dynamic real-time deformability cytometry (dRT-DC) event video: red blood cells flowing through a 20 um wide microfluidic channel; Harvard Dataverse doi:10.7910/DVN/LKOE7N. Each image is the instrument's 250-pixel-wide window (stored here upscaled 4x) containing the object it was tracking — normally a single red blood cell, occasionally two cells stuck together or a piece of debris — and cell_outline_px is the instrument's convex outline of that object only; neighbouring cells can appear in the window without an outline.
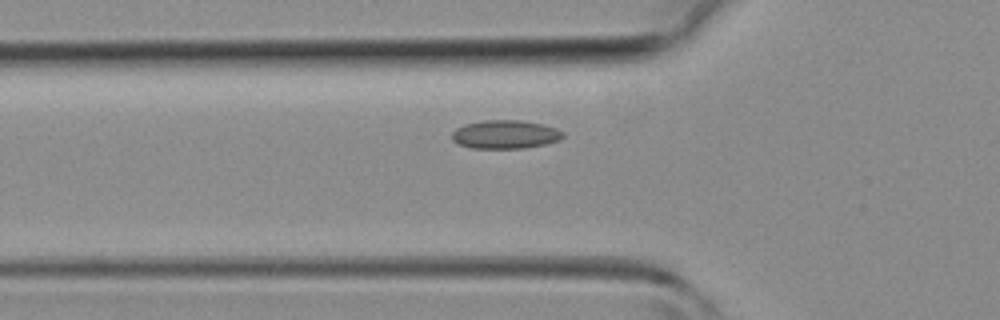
{"species": "common noctule bat (a hibernating species)", "species_latin": "Nyctalus noctula", "temperature_condition": "room temperature", "stored_images_in_passage": 30, "camera_frame_rate_fps": 3000, "um_per_image_px": 0.085, "animal": {"sex": "female", "body_mass_g": 19.3, "forearm_length_mm": 54.1}, "frame": {"image": 1, "passage_image": 7, "time_ms": 2.0, "image_size_px": [1000, 320], "cell_outline_px": [[564, 136], [560, 140], [544, 144], [524, 148], [472, 148], [460, 144], [452, 140], [452, 132], [456, 128], [464, 124], [484, 120], [520, 120], [544, 124], [556, 128], [564, 132]], "centroid_in_image_um": [42.96, 11.42], "position_along_channel_um": 82.8, "area_um2": 18.5}}
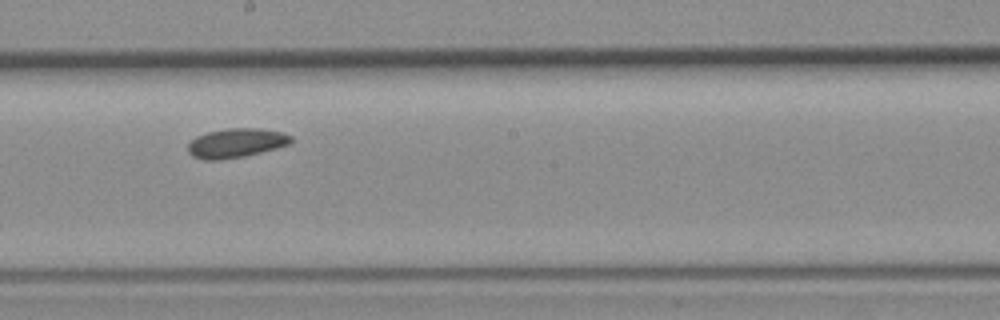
{"frame": {"image": 2, "passage_image": 16, "time_ms": 5.0, "image_size_px": [1000, 320], "cell_outline_px": [[292, 140], [288, 144], [276, 148], [244, 156], [220, 160], [204, 160], [192, 156], [188, 152], [188, 144], [196, 136], [208, 132], [228, 128], [260, 128], [284, 132], [292, 136]], "centroid_in_image_um": [20.06, 12.15], "position_along_channel_um": 228.1, "area_um2": 17.57}}
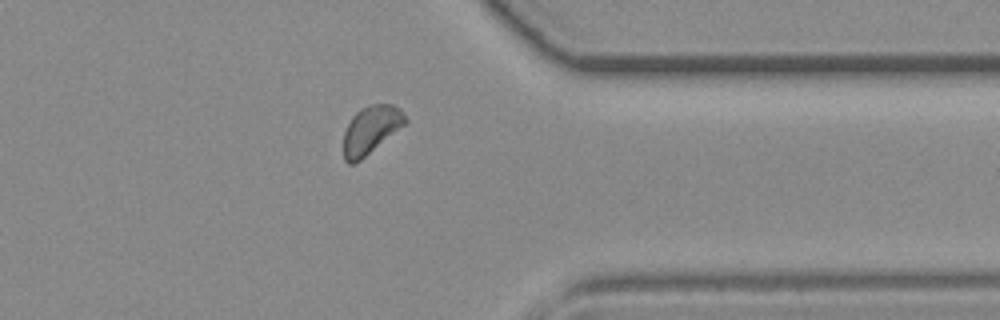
{"frame": {"image": 3, "passage_image": 26, "time_ms": 8.333, "image_size_px": [1000, 320], "cell_outline_px": [[408, 120], [404, 124], [360, 160], [352, 164], [348, 164], [344, 160], [344, 132], [352, 116], [360, 108], [372, 104], [392, 104], [400, 108]], "centroid_in_image_um": [31.5, 11.01], "position_along_channel_um": 379.9, "area_um2": 16.88}}